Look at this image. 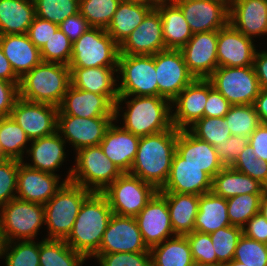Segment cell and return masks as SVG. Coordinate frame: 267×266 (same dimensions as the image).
<instances>
[{
    "label": "cell",
    "mask_w": 267,
    "mask_h": 266,
    "mask_svg": "<svg viewBox=\"0 0 267 266\" xmlns=\"http://www.w3.org/2000/svg\"><path fill=\"white\" fill-rule=\"evenodd\" d=\"M178 129L140 137L130 174L160 190L166 183L176 152Z\"/></svg>",
    "instance_id": "cell-1"
},
{
    "label": "cell",
    "mask_w": 267,
    "mask_h": 266,
    "mask_svg": "<svg viewBox=\"0 0 267 266\" xmlns=\"http://www.w3.org/2000/svg\"><path fill=\"white\" fill-rule=\"evenodd\" d=\"M113 212L102 192H92L83 202L74 226L64 240L86 259L99 250L104 232Z\"/></svg>",
    "instance_id": "cell-2"
},
{
    "label": "cell",
    "mask_w": 267,
    "mask_h": 266,
    "mask_svg": "<svg viewBox=\"0 0 267 266\" xmlns=\"http://www.w3.org/2000/svg\"><path fill=\"white\" fill-rule=\"evenodd\" d=\"M118 97L115 103V120H118L119 105L126 103L123 113V129L139 137L169 130L172 124V105L170 101L158 96ZM171 112V114H170Z\"/></svg>",
    "instance_id": "cell-3"
},
{
    "label": "cell",
    "mask_w": 267,
    "mask_h": 266,
    "mask_svg": "<svg viewBox=\"0 0 267 266\" xmlns=\"http://www.w3.org/2000/svg\"><path fill=\"white\" fill-rule=\"evenodd\" d=\"M70 84L68 65L41 62L20 79L19 97L59 107Z\"/></svg>",
    "instance_id": "cell-4"
},
{
    "label": "cell",
    "mask_w": 267,
    "mask_h": 266,
    "mask_svg": "<svg viewBox=\"0 0 267 266\" xmlns=\"http://www.w3.org/2000/svg\"><path fill=\"white\" fill-rule=\"evenodd\" d=\"M92 192L84 187L65 182L56 194L44 205L45 224L49 237L65 240L70 234L84 200Z\"/></svg>",
    "instance_id": "cell-5"
},
{
    "label": "cell",
    "mask_w": 267,
    "mask_h": 266,
    "mask_svg": "<svg viewBox=\"0 0 267 266\" xmlns=\"http://www.w3.org/2000/svg\"><path fill=\"white\" fill-rule=\"evenodd\" d=\"M75 159L76 166L69 170L64 181H71L91 192H103L122 174L104 155L100 145L78 150Z\"/></svg>",
    "instance_id": "cell-6"
},
{
    "label": "cell",
    "mask_w": 267,
    "mask_h": 266,
    "mask_svg": "<svg viewBox=\"0 0 267 266\" xmlns=\"http://www.w3.org/2000/svg\"><path fill=\"white\" fill-rule=\"evenodd\" d=\"M119 45L104 28L90 27L72 43L68 67H117Z\"/></svg>",
    "instance_id": "cell-7"
},
{
    "label": "cell",
    "mask_w": 267,
    "mask_h": 266,
    "mask_svg": "<svg viewBox=\"0 0 267 266\" xmlns=\"http://www.w3.org/2000/svg\"><path fill=\"white\" fill-rule=\"evenodd\" d=\"M0 208V231L6 242L33 240L45 224L44 205L14 198Z\"/></svg>",
    "instance_id": "cell-8"
},
{
    "label": "cell",
    "mask_w": 267,
    "mask_h": 266,
    "mask_svg": "<svg viewBox=\"0 0 267 266\" xmlns=\"http://www.w3.org/2000/svg\"><path fill=\"white\" fill-rule=\"evenodd\" d=\"M117 72L122 76L119 97L158 96L154 55L119 54Z\"/></svg>",
    "instance_id": "cell-9"
},
{
    "label": "cell",
    "mask_w": 267,
    "mask_h": 266,
    "mask_svg": "<svg viewBox=\"0 0 267 266\" xmlns=\"http://www.w3.org/2000/svg\"><path fill=\"white\" fill-rule=\"evenodd\" d=\"M158 190L130 173H122L102 193L113 214L136 217Z\"/></svg>",
    "instance_id": "cell-10"
},
{
    "label": "cell",
    "mask_w": 267,
    "mask_h": 266,
    "mask_svg": "<svg viewBox=\"0 0 267 266\" xmlns=\"http://www.w3.org/2000/svg\"><path fill=\"white\" fill-rule=\"evenodd\" d=\"M207 79L231 105L254 104L261 89L253 66L217 67Z\"/></svg>",
    "instance_id": "cell-11"
},
{
    "label": "cell",
    "mask_w": 267,
    "mask_h": 266,
    "mask_svg": "<svg viewBox=\"0 0 267 266\" xmlns=\"http://www.w3.org/2000/svg\"><path fill=\"white\" fill-rule=\"evenodd\" d=\"M158 97L172 102L195 77L189 72L181 50L166 49L154 54Z\"/></svg>",
    "instance_id": "cell-12"
},
{
    "label": "cell",
    "mask_w": 267,
    "mask_h": 266,
    "mask_svg": "<svg viewBox=\"0 0 267 266\" xmlns=\"http://www.w3.org/2000/svg\"><path fill=\"white\" fill-rule=\"evenodd\" d=\"M58 111L59 108L55 105L31 102L19 97L10 116L31 141L57 131Z\"/></svg>",
    "instance_id": "cell-13"
},
{
    "label": "cell",
    "mask_w": 267,
    "mask_h": 266,
    "mask_svg": "<svg viewBox=\"0 0 267 266\" xmlns=\"http://www.w3.org/2000/svg\"><path fill=\"white\" fill-rule=\"evenodd\" d=\"M193 34L218 31L229 23V0H175Z\"/></svg>",
    "instance_id": "cell-14"
},
{
    "label": "cell",
    "mask_w": 267,
    "mask_h": 266,
    "mask_svg": "<svg viewBox=\"0 0 267 266\" xmlns=\"http://www.w3.org/2000/svg\"><path fill=\"white\" fill-rule=\"evenodd\" d=\"M115 117L82 118L73 115H57V132L76 152L85 147L98 146ZM64 137H63V135Z\"/></svg>",
    "instance_id": "cell-15"
},
{
    "label": "cell",
    "mask_w": 267,
    "mask_h": 266,
    "mask_svg": "<svg viewBox=\"0 0 267 266\" xmlns=\"http://www.w3.org/2000/svg\"><path fill=\"white\" fill-rule=\"evenodd\" d=\"M148 249L176 236L172 229L166 197L158 190L135 217Z\"/></svg>",
    "instance_id": "cell-16"
},
{
    "label": "cell",
    "mask_w": 267,
    "mask_h": 266,
    "mask_svg": "<svg viewBox=\"0 0 267 266\" xmlns=\"http://www.w3.org/2000/svg\"><path fill=\"white\" fill-rule=\"evenodd\" d=\"M118 252H150L143 242L135 217L113 214L96 254Z\"/></svg>",
    "instance_id": "cell-17"
},
{
    "label": "cell",
    "mask_w": 267,
    "mask_h": 266,
    "mask_svg": "<svg viewBox=\"0 0 267 266\" xmlns=\"http://www.w3.org/2000/svg\"><path fill=\"white\" fill-rule=\"evenodd\" d=\"M218 31L195 33L180 49L189 72L199 79H207L218 67Z\"/></svg>",
    "instance_id": "cell-18"
},
{
    "label": "cell",
    "mask_w": 267,
    "mask_h": 266,
    "mask_svg": "<svg viewBox=\"0 0 267 266\" xmlns=\"http://www.w3.org/2000/svg\"><path fill=\"white\" fill-rule=\"evenodd\" d=\"M59 179L57 174L30 168L19 161L16 198L45 205L65 183L59 184Z\"/></svg>",
    "instance_id": "cell-19"
},
{
    "label": "cell",
    "mask_w": 267,
    "mask_h": 266,
    "mask_svg": "<svg viewBox=\"0 0 267 266\" xmlns=\"http://www.w3.org/2000/svg\"><path fill=\"white\" fill-rule=\"evenodd\" d=\"M166 50L162 19L159 11L153 8L140 25L119 46V54L124 55H154Z\"/></svg>",
    "instance_id": "cell-20"
},
{
    "label": "cell",
    "mask_w": 267,
    "mask_h": 266,
    "mask_svg": "<svg viewBox=\"0 0 267 266\" xmlns=\"http://www.w3.org/2000/svg\"><path fill=\"white\" fill-rule=\"evenodd\" d=\"M253 39L235 29L230 23L218 30V67L253 66L256 48Z\"/></svg>",
    "instance_id": "cell-21"
},
{
    "label": "cell",
    "mask_w": 267,
    "mask_h": 266,
    "mask_svg": "<svg viewBox=\"0 0 267 266\" xmlns=\"http://www.w3.org/2000/svg\"><path fill=\"white\" fill-rule=\"evenodd\" d=\"M208 99V79L195 78L171 102L172 124L178 130L188 129L197 120L204 117V109ZM188 126V127H187Z\"/></svg>",
    "instance_id": "cell-22"
},
{
    "label": "cell",
    "mask_w": 267,
    "mask_h": 266,
    "mask_svg": "<svg viewBox=\"0 0 267 266\" xmlns=\"http://www.w3.org/2000/svg\"><path fill=\"white\" fill-rule=\"evenodd\" d=\"M212 189V179L200 167L186 163L176 152L161 193L202 195Z\"/></svg>",
    "instance_id": "cell-23"
},
{
    "label": "cell",
    "mask_w": 267,
    "mask_h": 266,
    "mask_svg": "<svg viewBox=\"0 0 267 266\" xmlns=\"http://www.w3.org/2000/svg\"><path fill=\"white\" fill-rule=\"evenodd\" d=\"M58 108V115L82 118L115 117V104L106 95L78 89L71 84Z\"/></svg>",
    "instance_id": "cell-24"
},
{
    "label": "cell",
    "mask_w": 267,
    "mask_h": 266,
    "mask_svg": "<svg viewBox=\"0 0 267 266\" xmlns=\"http://www.w3.org/2000/svg\"><path fill=\"white\" fill-rule=\"evenodd\" d=\"M176 153L186 163L200 167L211 179L225 167L215 147L198 139L188 129L178 130Z\"/></svg>",
    "instance_id": "cell-25"
},
{
    "label": "cell",
    "mask_w": 267,
    "mask_h": 266,
    "mask_svg": "<svg viewBox=\"0 0 267 266\" xmlns=\"http://www.w3.org/2000/svg\"><path fill=\"white\" fill-rule=\"evenodd\" d=\"M229 23L251 39L266 35L267 0H229Z\"/></svg>",
    "instance_id": "cell-26"
},
{
    "label": "cell",
    "mask_w": 267,
    "mask_h": 266,
    "mask_svg": "<svg viewBox=\"0 0 267 266\" xmlns=\"http://www.w3.org/2000/svg\"><path fill=\"white\" fill-rule=\"evenodd\" d=\"M140 137L116 126L113 122L100 142L104 155L122 173H129L135 160Z\"/></svg>",
    "instance_id": "cell-27"
},
{
    "label": "cell",
    "mask_w": 267,
    "mask_h": 266,
    "mask_svg": "<svg viewBox=\"0 0 267 266\" xmlns=\"http://www.w3.org/2000/svg\"><path fill=\"white\" fill-rule=\"evenodd\" d=\"M71 85L95 94L106 95L114 104L119 95L117 79V67H69ZM116 86V87H115Z\"/></svg>",
    "instance_id": "cell-28"
},
{
    "label": "cell",
    "mask_w": 267,
    "mask_h": 266,
    "mask_svg": "<svg viewBox=\"0 0 267 266\" xmlns=\"http://www.w3.org/2000/svg\"><path fill=\"white\" fill-rule=\"evenodd\" d=\"M0 47L20 79L42 62L40 50L27 34L0 35Z\"/></svg>",
    "instance_id": "cell-29"
},
{
    "label": "cell",
    "mask_w": 267,
    "mask_h": 266,
    "mask_svg": "<svg viewBox=\"0 0 267 266\" xmlns=\"http://www.w3.org/2000/svg\"><path fill=\"white\" fill-rule=\"evenodd\" d=\"M31 149L26 153L31 155L33 165L25 163L28 167L43 172L55 174V170L62 166L66 158L65 144L66 141L56 131L55 133L31 140Z\"/></svg>",
    "instance_id": "cell-30"
},
{
    "label": "cell",
    "mask_w": 267,
    "mask_h": 266,
    "mask_svg": "<svg viewBox=\"0 0 267 266\" xmlns=\"http://www.w3.org/2000/svg\"><path fill=\"white\" fill-rule=\"evenodd\" d=\"M152 9L151 5L140 0H121L105 30L120 46Z\"/></svg>",
    "instance_id": "cell-31"
},
{
    "label": "cell",
    "mask_w": 267,
    "mask_h": 266,
    "mask_svg": "<svg viewBox=\"0 0 267 266\" xmlns=\"http://www.w3.org/2000/svg\"><path fill=\"white\" fill-rule=\"evenodd\" d=\"M35 17L33 0H0V35L27 34Z\"/></svg>",
    "instance_id": "cell-32"
},
{
    "label": "cell",
    "mask_w": 267,
    "mask_h": 266,
    "mask_svg": "<svg viewBox=\"0 0 267 266\" xmlns=\"http://www.w3.org/2000/svg\"><path fill=\"white\" fill-rule=\"evenodd\" d=\"M162 194L166 197L174 234L185 236L193 232L200 195L179 193Z\"/></svg>",
    "instance_id": "cell-33"
},
{
    "label": "cell",
    "mask_w": 267,
    "mask_h": 266,
    "mask_svg": "<svg viewBox=\"0 0 267 266\" xmlns=\"http://www.w3.org/2000/svg\"><path fill=\"white\" fill-rule=\"evenodd\" d=\"M211 191L222 198H230L243 194H264L267 189L250 176L224 167L212 178Z\"/></svg>",
    "instance_id": "cell-34"
},
{
    "label": "cell",
    "mask_w": 267,
    "mask_h": 266,
    "mask_svg": "<svg viewBox=\"0 0 267 266\" xmlns=\"http://www.w3.org/2000/svg\"><path fill=\"white\" fill-rule=\"evenodd\" d=\"M230 225L226 199L212 191L200 195L194 231L210 234Z\"/></svg>",
    "instance_id": "cell-35"
},
{
    "label": "cell",
    "mask_w": 267,
    "mask_h": 266,
    "mask_svg": "<svg viewBox=\"0 0 267 266\" xmlns=\"http://www.w3.org/2000/svg\"><path fill=\"white\" fill-rule=\"evenodd\" d=\"M162 19V32L166 49L180 50L192 37L181 9L175 4L157 6Z\"/></svg>",
    "instance_id": "cell-36"
},
{
    "label": "cell",
    "mask_w": 267,
    "mask_h": 266,
    "mask_svg": "<svg viewBox=\"0 0 267 266\" xmlns=\"http://www.w3.org/2000/svg\"><path fill=\"white\" fill-rule=\"evenodd\" d=\"M152 266H190L194 261L186 236L176 235L150 249Z\"/></svg>",
    "instance_id": "cell-37"
},
{
    "label": "cell",
    "mask_w": 267,
    "mask_h": 266,
    "mask_svg": "<svg viewBox=\"0 0 267 266\" xmlns=\"http://www.w3.org/2000/svg\"><path fill=\"white\" fill-rule=\"evenodd\" d=\"M86 258L64 240L43 239L39 242L40 266H82Z\"/></svg>",
    "instance_id": "cell-38"
},
{
    "label": "cell",
    "mask_w": 267,
    "mask_h": 266,
    "mask_svg": "<svg viewBox=\"0 0 267 266\" xmlns=\"http://www.w3.org/2000/svg\"><path fill=\"white\" fill-rule=\"evenodd\" d=\"M30 139L11 116L0 117L1 160L23 161L24 148Z\"/></svg>",
    "instance_id": "cell-39"
},
{
    "label": "cell",
    "mask_w": 267,
    "mask_h": 266,
    "mask_svg": "<svg viewBox=\"0 0 267 266\" xmlns=\"http://www.w3.org/2000/svg\"><path fill=\"white\" fill-rule=\"evenodd\" d=\"M224 119L228 124L231 135H240L248 138L262 123L254 104L232 105Z\"/></svg>",
    "instance_id": "cell-40"
},
{
    "label": "cell",
    "mask_w": 267,
    "mask_h": 266,
    "mask_svg": "<svg viewBox=\"0 0 267 266\" xmlns=\"http://www.w3.org/2000/svg\"><path fill=\"white\" fill-rule=\"evenodd\" d=\"M262 195L243 194L227 198V214L231 225L245 227L250 218L259 213Z\"/></svg>",
    "instance_id": "cell-41"
},
{
    "label": "cell",
    "mask_w": 267,
    "mask_h": 266,
    "mask_svg": "<svg viewBox=\"0 0 267 266\" xmlns=\"http://www.w3.org/2000/svg\"><path fill=\"white\" fill-rule=\"evenodd\" d=\"M189 128L188 130L194 136L214 147L218 144L222 145L231 136V131L224 117H202Z\"/></svg>",
    "instance_id": "cell-42"
},
{
    "label": "cell",
    "mask_w": 267,
    "mask_h": 266,
    "mask_svg": "<svg viewBox=\"0 0 267 266\" xmlns=\"http://www.w3.org/2000/svg\"><path fill=\"white\" fill-rule=\"evenodd\" d=\"M121 0H80L79 12L91 27L106 29Z\"/></svg>",
    "instance_id": "cell-43"
},
{
    "label": "cell",
    "mask_w": 267,
    "mask_h": 266,
    "mask_svg": "<svg viewBox=\"0 0 267 266\" xmlns=\"http://www.w3.org/2000/svg\"><path fill=\"white\" fill-rule=\"evenodd\" d=\"M36 16L59 25L79 13L80 0H33Z\"/></svg>",
    "instance_id": "cell-44"
},
{
    "label": "cell",
    "mask_w": 267,
    "mask_h": 266,
    "mask_svg": "<svg viewBox=\"0 0 267 266\" xmlns=\"http://www.w3.org/2000/svg\"><path fill=\"white\" fill-rule=\"evenodd\" d=\"M4 255L6 266H40L39 243L33 240L7 242Z\"/></svg>",
    "instance_id": "cell-45"
},
{
    "label": "cell",
    "mask_w": 267,
    "mask_h": 266,
    "mask_svg": "<svg viewBox=\"0 0 267 266\" xmlns=\"http://www.w3.org/2000/svg\"><path fill=\"white\" fill-rule=\"evenodd\" d=\"M242 234V228L232 225L210 233L217 260L221 264L230 262L233 259L236 246Z\"/></svg>",
    "instance_id": "cell-46"
},
{
    "label": "cell",
    "mask_w": 267,
    "mask_h": 266,
    "mask_svg": "<svg viewBox=\"0 0 267 266\" xmlns=\"http://www.w3.org/2000/svg\"><path fill=\"white\" fill-rule=\"evenodd\" d=\"M233 260L243 263L244 266H267V244L242 234L236 246Z\"/></svg>",
    "instance_id": "cell-47"
},
{
    "label": "cell",
    "mask_w": 267,
    "mask_h": 266,
    "mask_svg": "<svg viewBox=\"0 0 267 266\" xmlns=\"http://www.w3.org/2000/svg\"><path fill=\"white\" fill-rule=\"evenodd\" d=\"M72 53V42L67 35L58 29L40 49L42 62L69 65Z\"/></svg>",
    "instance_id": "cell-48"
},
{
    "label": "cell",
    "mask_w": 267,
    "mask_h": 266,
    "mask_svg": "<svg viewBox=\"0 0 267 266\" xmlns=\"http://www.w3.org/2000/svg\"><path fill=\"white\" fill-rule=\"evenodd\" d=\"M230 167L257 180L267 189V161L257 159L249 144Z\"/></svg>",
    "instance_id": "cell-49"
},
{
    "label": "cell",
    "mask_w": 267,
    "mask_h": 266,
    "mask_svg": "<svg viewBox=\"0 0 267 266\" xmlns=\"http://www.w3.org/2000/svg\"><path fill=\"white\" fill-rule=\"evenodd\" d=\"M18 167V160H0V207L16 198Z\"/></svg>",
    "instance_id": "cell-50"
},
{
    "label": "cell",
    "mask_w": 267,
    "mask_h": 266,
    "mask_svg": "<svg viewBox=\"0 0 267 266\" xmlns=\"http://www.w3.org/2000/svg\"><path fill=\"white\" fill-rule=\"evenodd\" d=\"M100 266H152L151 252L95 254Z\"/></svg>",
    "instance_id": "cell-51"
},
{
    "label": "cell",
    "mask_w": 267,
    "mask_h": 266,
    "mask_svg": "<svg viewBox=\"0 0 267 266\" xmlns=\"http://www.w3.org/2000/svg\"><path fill=\"white\" fill-rule=\"evenodd\" d=\"M185 236L189 242L194 262L220 263L217 260L210 234L193 231Z\"/></svg>",
    "instance_id": "cell-52"
},
{
    "label": "cell",
    "mask_w": 267,
    "mask_h": 266,
    "mask_svg": "<svg viewBox=\"0 0 267 266\" xmlns=\"http://www.w3.org/2000/svg\"><path fill=\"white\" fill-rule=\"evenodd\" d=\"M248 137L231 135L225 143L215 146V151L225 167H230L248 145Z\"/></svg>",
    "instance_id": "cell-53"
},
{
    "label": "cell",
    "mask_w": 267,
    "mask_h": 266,
    "mask_svg": "<svg viewBox=\"0 0 267 266\" xmlns=\"http://www.w3.org/2000/svg\"><path fill=\"white\" fill-rule=\"evenodd\" d=\"M58 29L59 25L36 16L28 29L27 35L40 50Z\"/></svg>",
    "instance_id": "cell-54"
},
{
    "label": "cell",
    "mask_w": 267,
    "mask_h": 266,
    "mask_svg": "<svg viewBox=\"0 0 267 266\" xmlns=\"http://www.w3.org/2000/svg\"><path fill=\"white\" fill-rule=\"evenodd\" d=\"M231 106L228 100L216 91L208 80V99L204 106V117H224Z\"/></svg>",
    "instance_id": "cell-55"
},
{
    "label": "cell",
    "mask_w": 267,
    "mask_h": 266,
    "mask_svg": "<svg viewBox=\"0 0 267 266\" xmlns=\"http://www.w3.org/2000/svg\"><path fill=\"white\" fill-rule=\"evenodd\" d=\"M19 98V85L0 79V117L10 116Z\"/></svg>",
    "instance_id": "cell-56"
},
{
    "label": "cell",
    "mask_w": 267,
    "mask_h": 266,
    "mask_svg": "<svg viewBox=\"0 0 267 266\" xmlns=\"http://www.w3.org/2000/svg\"><path fill=\"white\" fill-rule=\"evenodd\" d=\"M90 27L91 26L80 14V12L66 18L62 23L59 24V29L67 35L72 43L75 42Z\"/></svg>",
    "instance_id": "cell-57"
},
{
    "label": "cell",
    "mask_w": 267,
    "mask_h": 266,
    "mask_svg": "<svg viewBox=\"0 0 267 266\" xmlns=\"http://www.w3.org/2000/svg\"><path fill=\"white\" fill-rule=\"evenodd\" d=\"M242 231L245 236L267 244V220L260 213L251 217Z\"/></svg>",
    "instance_id": "cell-58"
},
{
    "label": "cell",
    "mask_w": 267,
    "mask_h": 266,
    "mask_svg": "<svg viewBox=\"0 0 267 266\" xmlns=\"http://www.w3.org/2000/svg\"><path fill=\"white\" fill-rule=\"evenodd\" d=\"M248 143L253 149L257 159L267 161V125L261 123L248 138Z\"/></svg>",
    "instance_id": "cell-59"
},
{
    "label": "cell",
    "mask_w": 267,
    "mask_h": 266,
    "mask_svg": "<svg viewBox=\"0 0 267 266\" xmlns=\"http://www.w3.org/2000/svg\"><path fill=\"white\" fill-rule=\"evenodd\" d=\"M253 67L261 89L267 90V51H256Z\"/></svg>",
    "instance_id": "cell-60"
},
{
    "label": "cell",
    "mask_w": 267,
    "mask_h": 266,
    "mask_svg": "<svg viewBox=\"0 0 267 266\" xmlns=\"http://www.w3.org/2000/svg\"><path fill=\"white\" fill-rule=\"evenodd\" d=\"M0 79L15 83L16 85H19L20 83V78L15 74L9 60L4 55L1 47H0Z\"/></svg>",
    "instance_id": "cell-61"
},
{
    "label": "cell",
    "mask_w": 267,
    "mask_h": 266,
    "mask_svg": "<svg viewBox=\"0 0 267 266\" xmlns=\"http://www.w3.org/2000/svg\"><path fill=\"white\" fill-rule=\"evenodd\" d=\"M254 107L263 124L267 125V90L260 89L255 99Z\"/></svg>",
    "instance_id": "cell-62"
},
{
    "label": "cell",
    "mask_w": 267,
    "mask_h": 266,
    "mask_svg": "<svg viewBox=\"0 0 267 266\" xmlns=\"http://www.w3.org/2000/svg\"><path fill=\"white\" fill-rule=\"evenodd\" d=\"M259 213L267 220V191L261 197Z\"/></svg>",
    "instance_id": "cell-63"
},
{
    "label": "cell",
    "mask_w": 267,
    "mask_h": 266,
    "mask_svg": "<svg viewBox=\"0 0 267 266\" xmlns=\"http://www.w3.org/2000/svg\"><path fill=\"white\" fill-rule=\"evenodd\" d=\"M140 1H143L146 4L151 5L153 8H156L157 6L160 5L174 3L175 0H140Z\"/></svg>",
    "instance_id": "cell-64"
},
{
    "label": "cell",
    "mask_w": 267,
    "mask_h": 266,
    "mask_svg": "<svg viewBox=\"0 0 267 266\" xmlns=\"http://www.w3.org/2000/svg\"><path fill=\"white\" fill-rule=\"evenodd\" d=\"M6 239L3 236L2 232L0 231V258H2V256L4 257V250H5V246H6Z\"/></svg>",
    "instance_id": "cell-65"
},
{
    "label": "cell",
    "mask_w": 267,
    "mask_h": 266,
    "mask_svg": "<svg viewBox=\"0 0 267 266\" xmlns=\"http://www.w3.org/2000/svg\"><path fill=\"white\" fill-rule=\"evenodd\" d=\"M190 266H223V264H221V263L212 264V263L193 262Z\"/></svg>",
    "instance_id": "cell-66"
},
{
    "label": "cell",
    "mask_w": 267,
    "mask_h": 266,
    "mask_svg": "<svg viewBox=\"0 0 267 266\" xmlns=\"http://www.w3.org/2000/svg\"><path fill=\"white\" fill-rule=\"evenodd\" d=\"M223 266H244V264L232 259L230 262L223 264Z\"/></svg>",
    "instance_id": "cell-67"
}]
</instances>
